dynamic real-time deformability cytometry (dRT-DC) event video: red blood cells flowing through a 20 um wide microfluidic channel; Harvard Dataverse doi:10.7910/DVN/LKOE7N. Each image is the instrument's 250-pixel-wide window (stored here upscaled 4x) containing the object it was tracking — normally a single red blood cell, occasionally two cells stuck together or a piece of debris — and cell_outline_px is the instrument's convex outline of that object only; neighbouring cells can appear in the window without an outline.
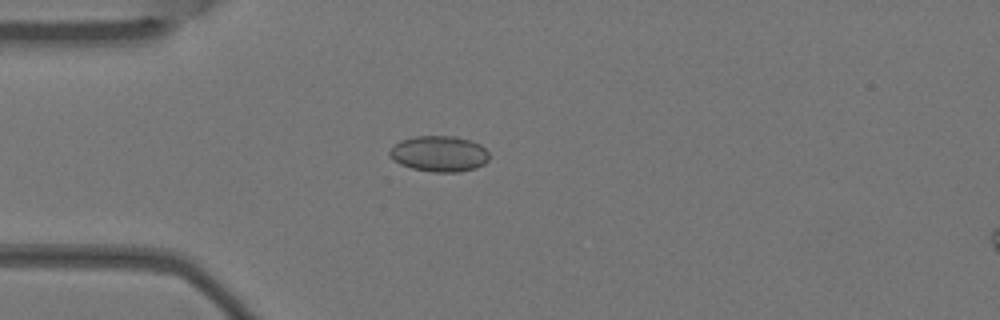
{"species": "Egyptian fruit bat (a non-hibernating species)", "species_latin": "Rousettus aegyptiacus", "temperature_condition": "warm", "stored_images_in_passage": 4, "camera_frame_rate_fps": 3000, "um_per_image_px": 0.085, "animal": {"sex": "female"}, "frame": {"image": 1, "passage_image": 3, "time_ms": 0.667, "image_size_px": [1000, 320], "cell_outline_px": [[488, 160], [484, 164], [476, 168], [460, 172], [432, 172], [412, 168], [400, 164], [388, 156], [388, 152], [400, 140], [416, 136], [456, 136], [480, 144], [488, 152]], "centroid_in_image_um": [37.33, 13.07], "position_along_channel_um": 47.7, "area_um2": 20.81}}